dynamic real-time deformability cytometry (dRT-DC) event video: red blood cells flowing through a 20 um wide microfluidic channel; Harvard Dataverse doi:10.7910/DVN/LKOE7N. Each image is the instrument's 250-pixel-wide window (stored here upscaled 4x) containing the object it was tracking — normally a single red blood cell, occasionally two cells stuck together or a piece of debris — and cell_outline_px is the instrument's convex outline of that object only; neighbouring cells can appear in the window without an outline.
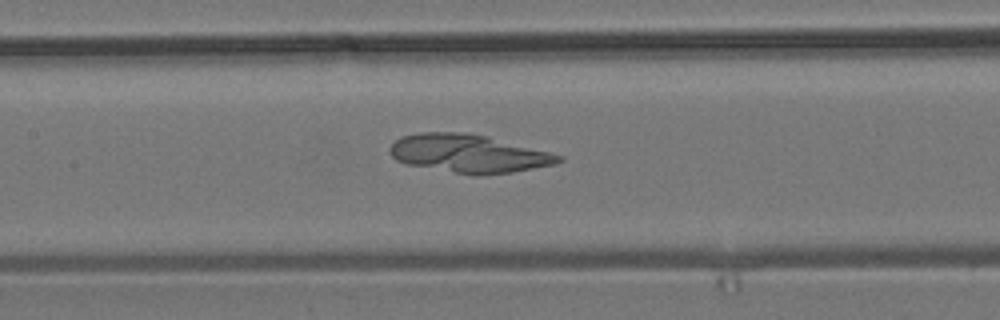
{"species": "common noctule bat (a hibernating species)", "species_latin": "Nyctalus noctula", "temperature_condition": "room temperature", "stored_images_in_passage": 52, "camera_frame_rate_fps": 3000, "um_per_image_px": 0.085, "animal": {"sex": "male", "body_mass_g": 19.2, "forearm_length_mm": 51.8}, "frame": {"image": 1, "passage_image": 25, "time_ms": 8.0, "image_size_px": [1000, 320], "cell_outline_px": [[564, 160], [552, 164], [512, 172], [480, 176], [472, 176], [408, 164], [396, 160], [392, 156], [388, 148], [400, 136], [420, 132], [464, 132], [488, 136], [564, 156]], "centroid_in_image_um": [39.8, 13.05], "position_along_channel_um": 167.6, "area_um2": 37.57}}
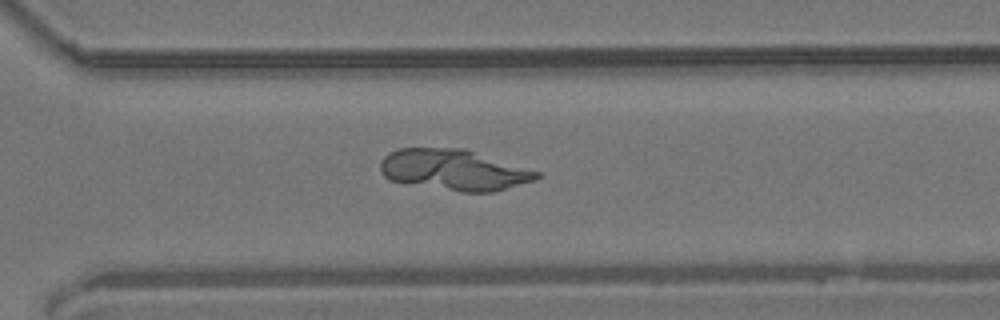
{"frame": {"image": 2, "passage_image": 38, "time_ms": 12.333, "image_size_px": [1000, 320], "cell_outline_px": [[544, 176], [536, 180], [492, 192], [460, 192], [388, 180], [380, 172], [380, 160], [388, 152], [400, 148], [464, 148], [544, 172]], "centroid_in_image_um": [38.63, 14.44], "position_along_channel_um": 332.0, "area_um2": 37.8}}
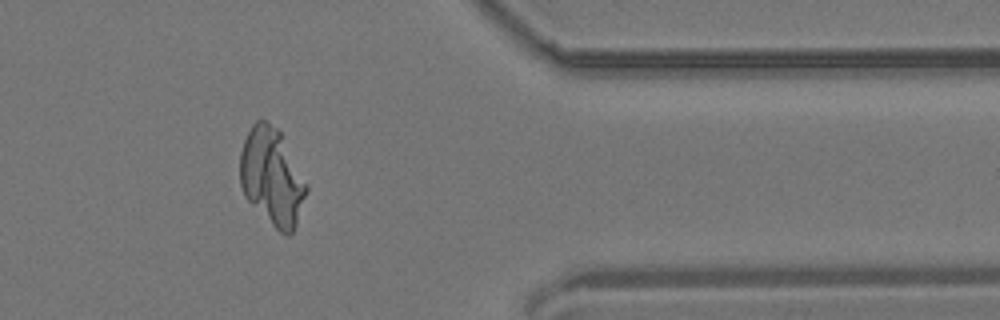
{"frame": {"image": 3, "passage_image": 44, "time_ms": 14.333, "image_size_px": [1000, 320], "cell_outline_px": [[308, 188], [296, 224], [292, 232], [288, 236], [284, 236], [244, 196], [240, 184], [240, 152], [244, 140], [252, 124], [256, 120], [264, 120], [276, 128], [280, 132], [308, 184]], "centroid_in_image_um": [23.11, 15.03], "position_along_channel_um": 388.3, "area_um2": 37.17}}